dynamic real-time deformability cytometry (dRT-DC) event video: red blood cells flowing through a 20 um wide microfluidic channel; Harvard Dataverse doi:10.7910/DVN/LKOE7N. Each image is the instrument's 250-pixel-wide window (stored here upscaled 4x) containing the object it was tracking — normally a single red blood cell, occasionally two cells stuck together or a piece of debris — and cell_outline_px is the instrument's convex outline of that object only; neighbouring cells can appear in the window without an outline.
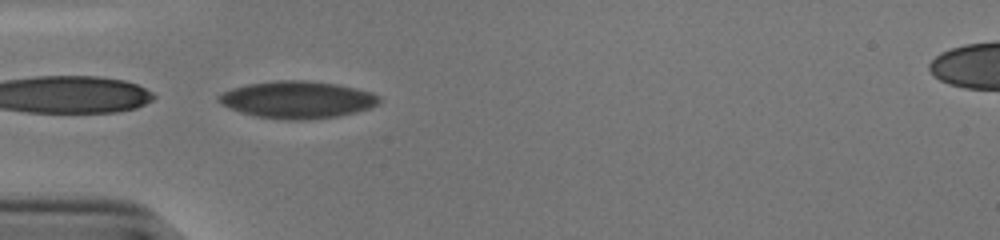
{"species": "human", "species_latin": "Homo sapiens", "temperature_condition": "cold", "stored_images_in_passage": 22, "camera_frame_rate_fps": 3000, "um_per_image_px": 0.085, "donor": {"sex": "male"}, "frame": {"image": 1, "passage_image": 1, "time_ms": 0.0, "image_size_px": [1000, 240], "cell_outline_px": [[380, 104], [356, 112], [340, 116], [304, 120], [288, 120], [256, 116], [240, 112], [228, 108], [216, 100], [216, 96], [220, 92], [232, 88], [248, 84], [276, 80], [304, 80], [336, 84], [356, 88], [372, 92], [380, 96]], "centroid_in_image_um": [25.26, 8.47], "position_along_channel_um": 59.7, "area_um2": 35.03}}